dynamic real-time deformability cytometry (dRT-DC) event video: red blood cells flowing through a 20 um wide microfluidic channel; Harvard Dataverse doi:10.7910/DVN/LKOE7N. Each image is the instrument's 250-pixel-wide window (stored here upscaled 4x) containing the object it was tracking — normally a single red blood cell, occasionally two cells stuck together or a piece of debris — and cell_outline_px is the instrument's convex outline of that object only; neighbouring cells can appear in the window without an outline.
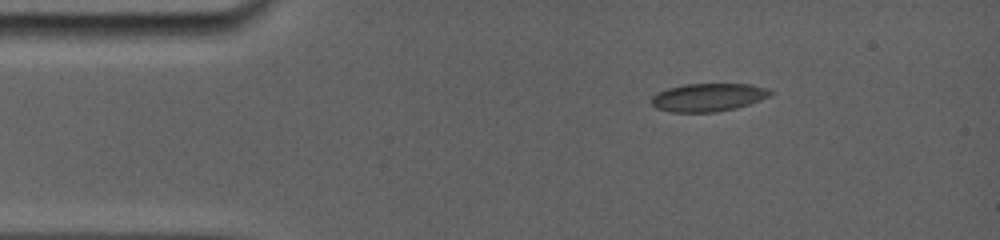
{"species": "common noctule bat (a hibernating species)", "species_latin": "Nyctalus noctula", "temperature_condition": "room temperature", "stored_images_in_passage": 6, "camera_frame_rate_fps": 5000, "um_per_image_px": 0.085, "animal": {"sex": "female", "body_mass_g": 19.0, "forearm_length_mm": 56.7}, "frame": {"image": 1, "passage_image": 1, "time_ms": 0.0, "image_size_px": [1000, 240], "cell_outline_px": [[776, 92], [772, 96], [736, 108], [712, 112], [672, 112], [656, 108], [652, 104], [652, 96], [656, 92], [668, 88], [684, 84], [752, 84], [768, 88]], "centroid_in_image_um": [60.24, 8.26], "position_along_channel_um": 24.8, "area_um2": 19.59}}
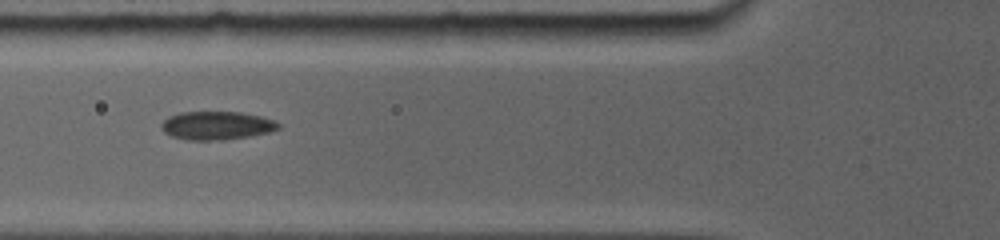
{"frame": {"image": 2, "passage_image": 4, "time_ms": 3.6, "image_size_px": [1000, 240], "cell_outline_px": [[280, 128], [268, 132], [248, 136], [208, 140], [192, 140], [172, 136], [164, 132], [164, 120], [168, 116], [180, 112], [240, 112], [260, 116], [272, 120], [280, 124]], "centroid_in_image_um": [18.42, 10.65], "position_along_channel_um": 107.4, "area_um2": 18.79}}
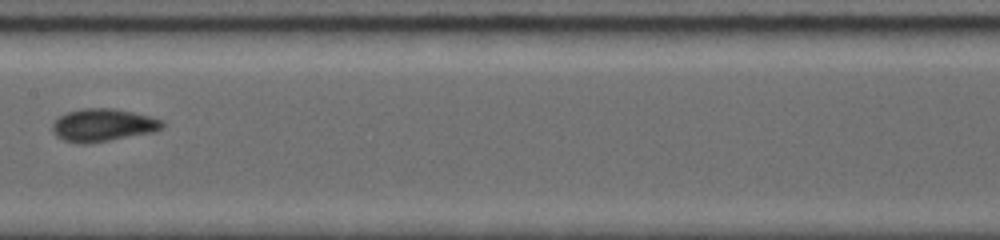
{"frame": {"image": 3, "passage_image": 6, "time_ms": 6.0, "image_size_px": [1000, 240], "cell_outline_px": [[164, 124], [160, 128], [152, 132], [104, 140], [64, 140], [56, 136], [52, 128], [52, 124], [60, 116], [68, 112], [84, 108], [112, 108], [132, 112], [148, 116], [160, 120]], "centroid_in_image_um": [8.75, 10.57], "position_along_channel_um": 198.7, "area_um2": 19.65}}